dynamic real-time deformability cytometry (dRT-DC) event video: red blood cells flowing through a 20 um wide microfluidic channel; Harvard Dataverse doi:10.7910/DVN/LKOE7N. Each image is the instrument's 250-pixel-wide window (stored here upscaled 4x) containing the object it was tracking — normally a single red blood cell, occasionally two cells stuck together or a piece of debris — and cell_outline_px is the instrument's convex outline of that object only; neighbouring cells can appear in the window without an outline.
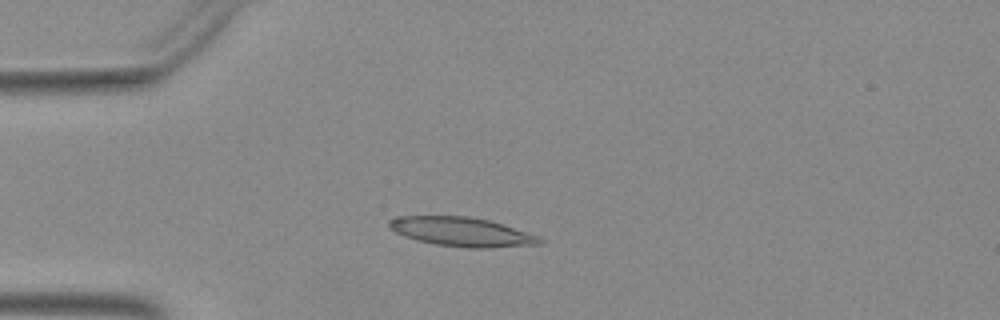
{"species": "Egyptian fruit bat (a non-hibernating species)", "species_latin": "Rousettus aegyptiacus", "temperature_condition": "warm", "stored_images_in_passage": 41, "camera_frame_rate_fps": 3000, "um_per_image_px": 0.085, "animal": {"sex": "female"}, "frame": {"image": 1, "passage_image": 4, "time_ms": 1.0, "image_size_px": [1000, 320], "cell_outline_px": [[544, 240], [540, 244], [488, 248], [468, 248], [436, 244], [416, 240], [404, 236], [388, 228], [388, 220], [396, 216], [468, 216], [488, 220], [540, 236]], "centroid_in_image_um": [39.22, 19.7], "position_along_channel_um": 45.8, "area_um2": 25.55}}
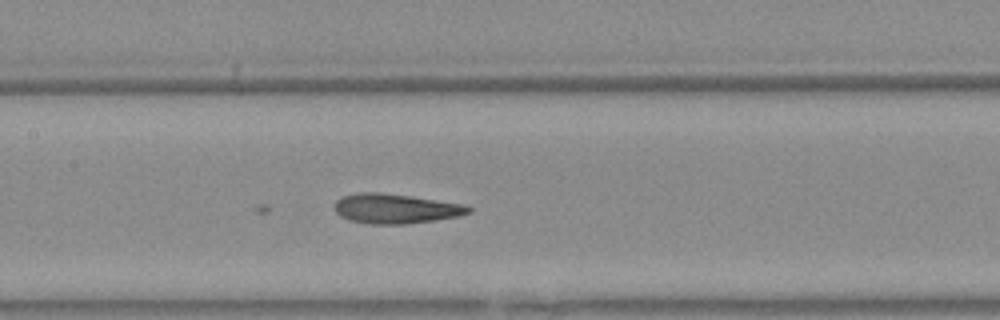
{"frame": {"image": 2, "passage_image": 15, "time_ms": 4.667, "image_size_px": [1000, 320], "cell_outline_px": [[472, 212], [460, 216], [436, 220], [408, 224], [368, 224], [348, 220], [340, 216], [336, 212], [336, 200], [344, 196], [356, 192], [380, 192], [464, 204], [472, 208]], "centroid_in_image_um": [33.64, 17.74], "position_along_channel_um": 173.8, "area_um2": 23.24}}
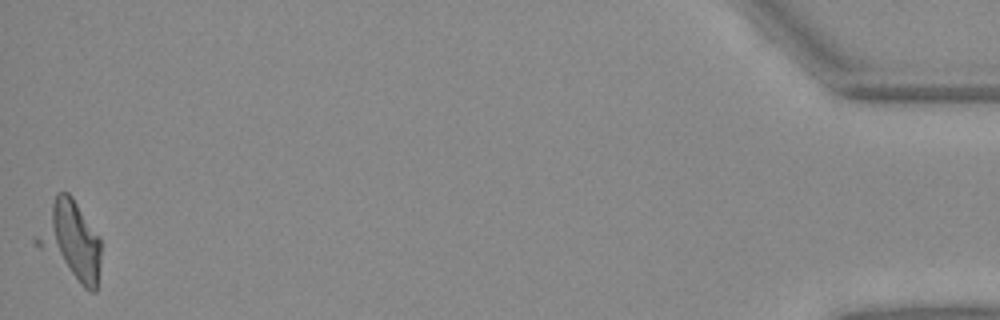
{"frame": {"image": 3, "passage_image": 41, "time_ms": 13.333, "image_size_px": [1000, 320], "cell_outline_px": [[100, 260], [96, 292], [92, 292], [84, 288], [40, 248], [32, 240], [32, 236], [56, 192], [68, 192], [72, 196], [100, 236]], "centroid_in_image_um": [5.97, 20.41], "position_along_channel_um": 429.2, "area_um2": 29.42}}